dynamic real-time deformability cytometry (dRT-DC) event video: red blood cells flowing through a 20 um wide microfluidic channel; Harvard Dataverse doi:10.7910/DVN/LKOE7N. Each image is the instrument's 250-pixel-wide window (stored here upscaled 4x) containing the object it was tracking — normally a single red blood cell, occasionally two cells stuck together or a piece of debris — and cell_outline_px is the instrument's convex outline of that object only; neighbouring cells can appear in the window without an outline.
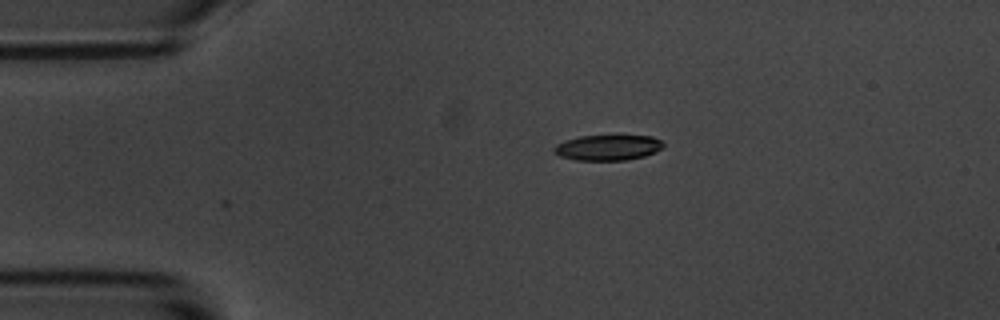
{"species": "common noctule bat (a hibernating species)", "species_latin": "Nyctalus noctula", "temperature_condition": "room temperature", "stored_images_in_passage": 3, "camera_frame_rate_fps": 3000, "um_per_image_px": 0.085, "animal": {"sex": "male", "body_mass_g": 20.1, "forearm_length_mm": 53.5}, "frame": {"image": 1, "passage_image": 3, "time_ms": 0.667, "image_size_px": [1000, 320], "cell_outline_px": [[664, 148], [656, 152], [644, 156], [624, 160], [576, 160], [560, 156], [552, 152], [552, 148], [556, 144], [564, 140], [580, 136], [652, 136], [660, 140], [664, 144]], "centroid_in_image_um": [51.65, 12.54], "position_along_channel_um": 33.4, "area_um2": 16.3}}